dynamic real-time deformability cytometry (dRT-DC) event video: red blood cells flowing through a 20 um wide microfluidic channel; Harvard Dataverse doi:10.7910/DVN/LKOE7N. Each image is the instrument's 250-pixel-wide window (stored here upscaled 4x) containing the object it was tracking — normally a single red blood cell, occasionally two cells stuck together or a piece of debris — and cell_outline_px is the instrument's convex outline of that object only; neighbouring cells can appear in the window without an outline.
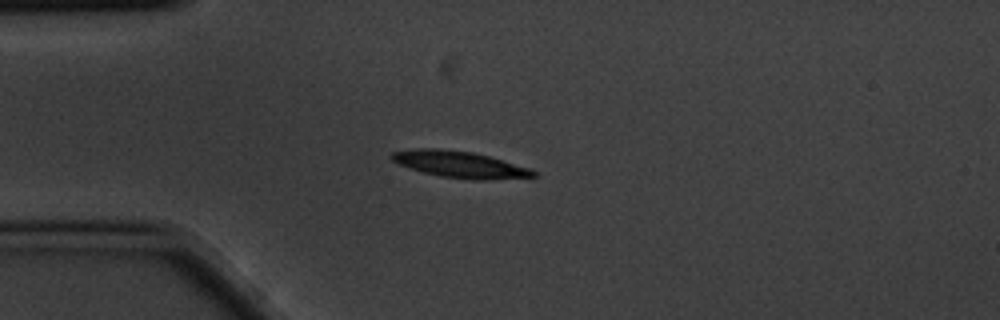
{"species": "common noctule bat (a hibernating species)", "species_latin": "Nyctalus noctula", "temperature_condition": "cold", "stored_images_in_passage": 3, "camera_frame_rate_fps": 3000, "um_per_image_px": 0.085, "animal": {"sex": "male", "body_mass_g": 20.1, "forearm_length_mm": 53.5}, "frame": {"image": 1, "passage_image": 1, "time_ms": 0.0, "image_size_px": [1000, 320], "cell_outline_px": [[536, 176], [488, 180], [472, 180], [440, 176], [424, 172], [400, 164], [392, 160], [388, 156], [392, 152], [416, 148], [440, 148], [472, 152], [488, 156], [532, 168], [536, 172]], "centroid_in_image_um": [39.1, 13.97], "position_along_channel_um": 45.9, "area_um2": 21.85}}